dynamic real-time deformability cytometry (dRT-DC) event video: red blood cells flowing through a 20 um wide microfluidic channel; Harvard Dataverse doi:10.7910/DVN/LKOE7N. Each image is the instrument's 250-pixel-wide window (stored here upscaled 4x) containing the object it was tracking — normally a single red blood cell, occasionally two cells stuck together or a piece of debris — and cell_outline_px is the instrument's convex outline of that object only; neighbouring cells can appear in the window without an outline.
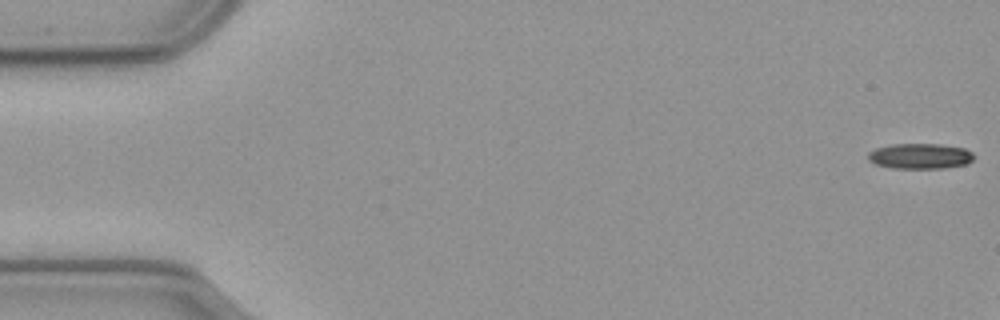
{"species": "common noctule bat (a hibernating species)", "species_latin": "Nyctalus noctula", "temperature_condition": "cold", "stored_images_in_passage": 12, "camera_frame_rate_fps": 3000, "um_per_image_px": 0.085, "animal": {"sex": "male", "body_mass_g": 23.1, "forearm_length_mm": 52.7}, "frame": {"image": 1, "passage_image": 1, "time_ms": 0.0, "image_size_px": [1000, 320], "cell_outline_px": [[976, 156], [968, 164], [944, 168], [892, 168], [876, 164], [868, 160], [868, 152], [876, 148], [892, 144], [940, 144], [964, 148], [972, 152]], "centroid_in_image_um": [78.23, 13.27], "position_along_channel_um": 6.8, "area_um2": 15.78}}